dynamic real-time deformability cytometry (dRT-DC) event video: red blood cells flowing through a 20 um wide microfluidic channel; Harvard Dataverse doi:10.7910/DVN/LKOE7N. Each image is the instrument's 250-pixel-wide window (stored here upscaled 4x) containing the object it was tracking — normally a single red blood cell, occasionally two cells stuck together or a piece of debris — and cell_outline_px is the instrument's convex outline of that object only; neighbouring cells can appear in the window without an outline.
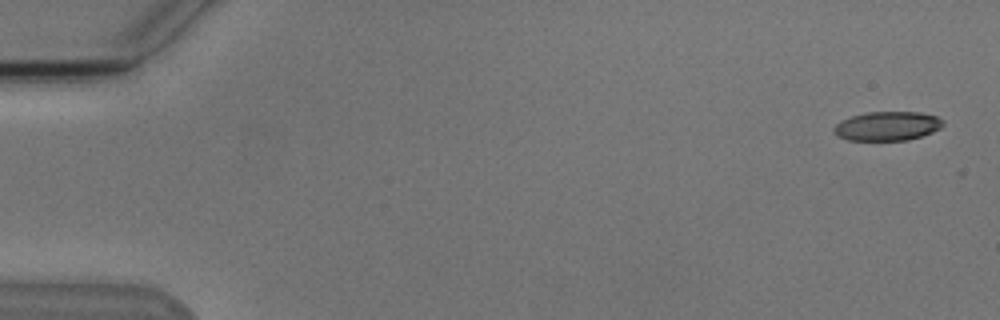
{"species": "Egyptian fruit bat (a non-hibernating species)", "species_latin": "Rousettus aegyptiacus", "temperature_condition": "cold", "stored_images_in_passage": 6, "camera_frame_rate_fps": 3000, "um_per_image_px": 0.085, "animal": {"sex": "male"}, "frame": {"image": 1, "passage_image": 1, "time_ms": 0.0, "image_size_px": [1000, 320], "cell_outline_px": [[944, 124], [940, 128], [932, 132], [908, 140], [848, 140], [836, 136], [832, 128], [840, 120], [852, 116], [868, 112], [920, 112], [936, 116], [944, 120]], "centroid_in_image_um": [75.41, 10.71], "position_along_channel_um": 9.6, "area_um2": 18.55}}